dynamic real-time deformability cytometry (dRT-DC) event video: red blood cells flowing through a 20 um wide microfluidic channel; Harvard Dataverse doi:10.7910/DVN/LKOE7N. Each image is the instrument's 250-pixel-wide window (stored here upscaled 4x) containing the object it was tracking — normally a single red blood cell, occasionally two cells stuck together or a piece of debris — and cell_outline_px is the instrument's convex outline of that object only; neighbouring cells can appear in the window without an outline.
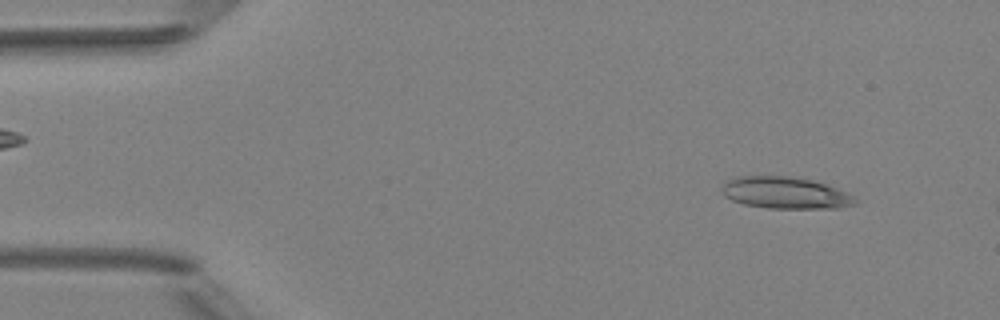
{"species": "Egyptian fruit bat (a non-hibernating species)", "species_latin": "Rousettus aegyptiacus", "temperature_condition": "room temperature", "stored_images_in_passage": 3, "camera_frame_rate_fps": 3000, "um_per_image_px": 0.085, "animal": {"sex": "female"}, "frame": {"image": 1, "passage_image": 3, "time_ms": 3.333, "image_size_px": [1000, 320], "cell_outline_px": [[860, 200], [856, 204], [840, 208], [768, 208], [744, 204], [732, 200], [724, 196], [720, 192], [724, 184], [728, 180], [736, 176], [784, 176], [812, 180], [824, 184], [844, 192]], "centroid_in_image_um": [66.72, 16.4], "position_along_channel_um": 18.3, "area_um2": 24.51}}